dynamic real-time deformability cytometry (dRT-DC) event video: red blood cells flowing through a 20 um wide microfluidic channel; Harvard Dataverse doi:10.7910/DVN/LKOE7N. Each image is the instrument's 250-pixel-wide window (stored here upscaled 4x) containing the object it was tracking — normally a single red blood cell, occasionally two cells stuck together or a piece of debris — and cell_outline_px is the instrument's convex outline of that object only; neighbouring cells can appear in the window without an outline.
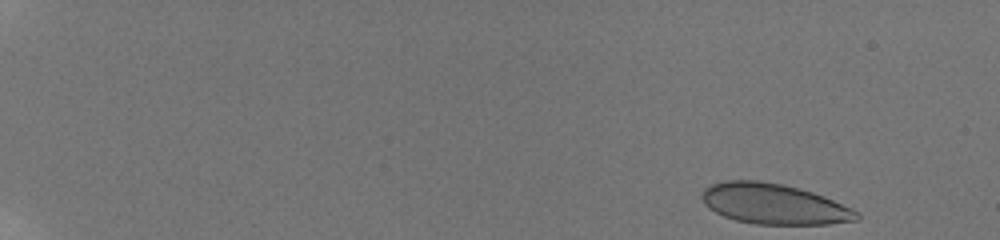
{"species": "human", "species_latin": "Homo sapiens", "temperature_condition": "room temperature", "stored_images_in_passage": 37, "camera_frame_rate_fps": 3000, "um_per_image_px": 0.085, "donor": {"sex": "male"}, "frame": {"image": 1, "passage_image": 1, "time_ms": 0.0, "image_size_px": [1000, 240], "cell_outline_px": [[860, 220], [828, 224], [756, 224], [736, 220], [724, 216], [708, 208], [704, 204], [704, 188], [712, 184], [724, 180], [760, 180], [784, 184], [800, 188], [824, 196], [852, 208], [860, 212]], "centroid_in_image_um": [65.83, 17.33], "position_along_channel_um": 19.2, "area_um2": 36.59}}
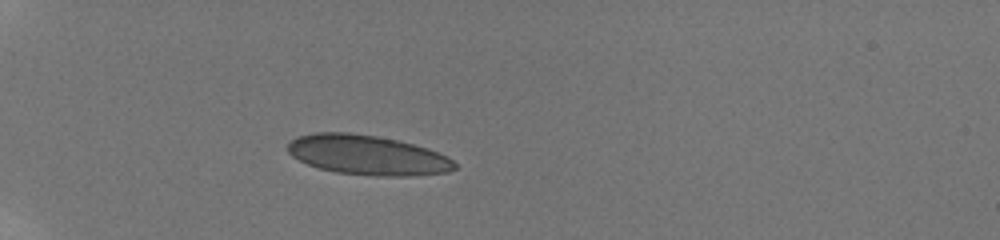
{"frame": {"image": 2, "passage_image": 25, "time_ms": 4.667, "image_size_px": [1000, 240], "cell_outline_px": [[456, 168], [448, 172], [408, 176], [376, 176], [336, 172], [320, 168], [308, 164], [292, 156], [288, 152], [288, 144], [296, 136], [316, 132], [348, 132], [376, 136], [396, 140], [428, 148], [448, 156], [456, 164]], "centroid_in_image_um": [31.23, 13.18], "position_along_channel_um": 53.8, "area_um2": 38.55}}
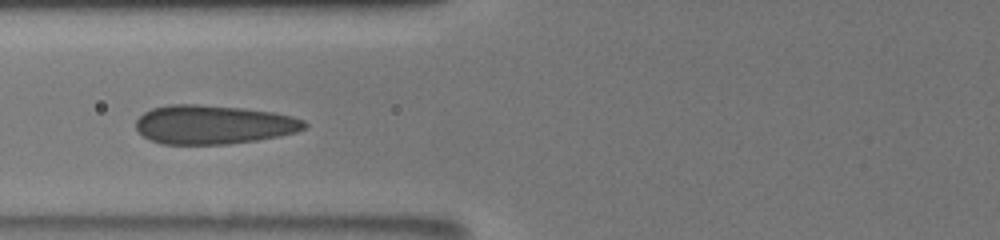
{"frame": {"image": 3, "passage_image": 36, "time_ms": 7.0, "image_size_px": [1000, 240], "cell_outline_px": [[308, 124], [304, 128], [296, 132], [280, 136], [256, 140], [228, 144], [160, 144], [144, 136], [136, 128], [136, 120], [144, 112], [152, 108], [168, 104], [200, 104], [244, 108], [272, 112], [292, 116], [304, 120]], "centroid_in_image_um": [18.14, 10.58], "position_along_channel_um": 107.7, "area_um2": 38.32}}